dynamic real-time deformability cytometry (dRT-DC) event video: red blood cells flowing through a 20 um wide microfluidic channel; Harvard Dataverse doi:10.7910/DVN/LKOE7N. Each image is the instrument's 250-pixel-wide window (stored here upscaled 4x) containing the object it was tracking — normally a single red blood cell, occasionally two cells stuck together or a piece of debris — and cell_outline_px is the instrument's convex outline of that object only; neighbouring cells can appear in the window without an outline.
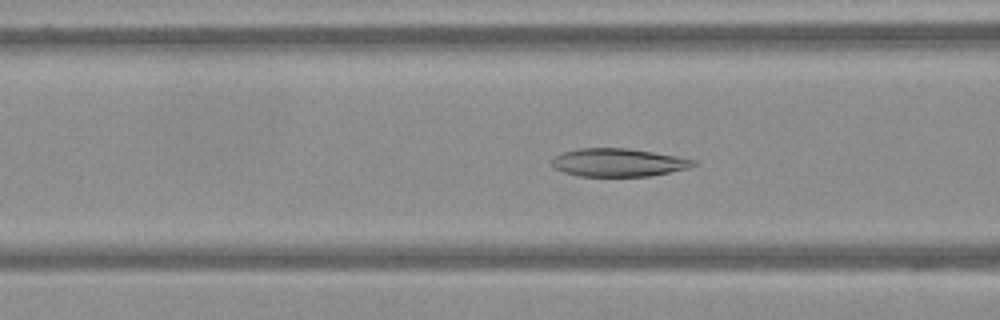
{"species": "Egyptian fruit bat (a non-hibernating species)", "species_latin": "Rousettus aegyptiacus", "temperature_condition": "warm", "stored_images_in_passage": 62, "camera_frame_rate_fps": 3000, "um_per_image_px": 0.085, "frame": {"image": 1, "passage_image": 24, "time_ms": 7.667, "image_size_px": [1000, 320], "cell_outline_px": [[700, 164], [692, 168], [648, 176], [580, 176], [564, 172], [556, 168], [552, 164], [552, 160], [556, 156], [564, 152], [580, 148], [628, 148], [676, 156], [696, 160]], "centroid_in_image_um": [52.64, 13.81], "position_along_channel_um": 114.0, "area_um2": 23.12}}
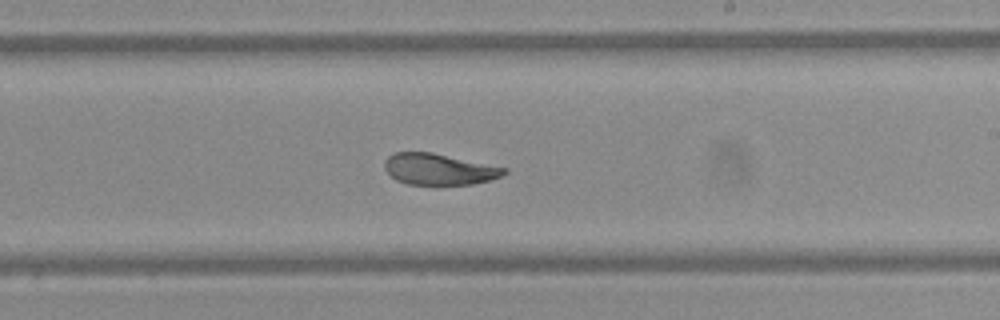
{"frame": {"image": 2, "passage_image": 37, "time_ms": 12.0, "image_size_px": [1000, 320], "cell_outline_px": [[508, 172], [500, 176], [488, 180], [472, 184], [408, 184], [396, 180], [384, 168], [384, 160], [388, 156], [396, 152], [432, 152], [508, 168]], "centroid_in_image_um": [37.3, 14.37], "position_along_channel_um": 251.7, "area_um2": 21.62}}
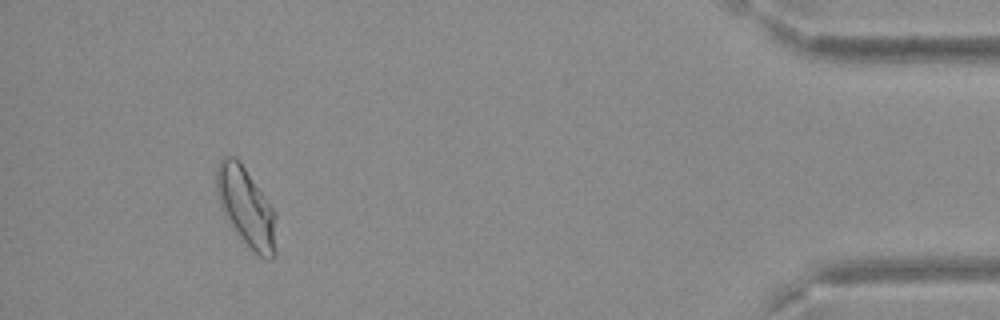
{"frame": {"image": 3, "passage_image": 58, "time_ms": 19.0, "image_size_px": [1000, 320], "cell_outline_px": [[276, 252], [268, 260], [260, 256], [240, 236], [220, 208], [216, 188], [216, 168], [220, 156], [236, 156], [264, 196], [272, 208], [276, 216]], "centroid_in_image_um": [20.91, 17.56], "position_along_channel_um": 414.3, "area_um2": 26.93}}